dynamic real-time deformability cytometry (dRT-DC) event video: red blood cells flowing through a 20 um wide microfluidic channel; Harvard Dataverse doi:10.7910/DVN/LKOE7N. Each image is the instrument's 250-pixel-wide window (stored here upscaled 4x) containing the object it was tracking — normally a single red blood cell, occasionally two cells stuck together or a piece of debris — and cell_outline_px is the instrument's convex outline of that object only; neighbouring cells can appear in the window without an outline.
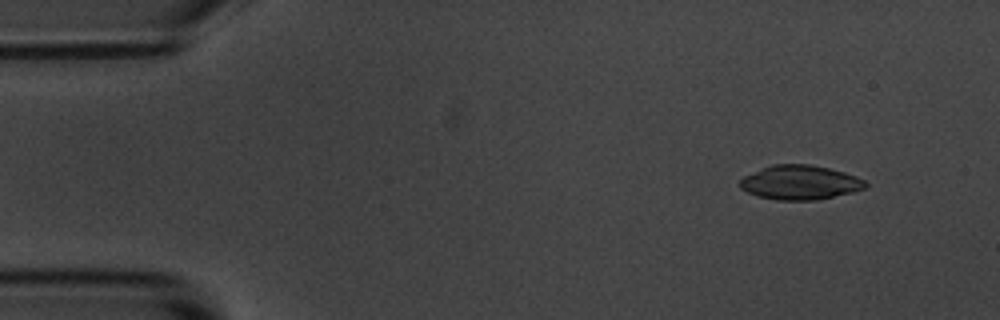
{"species": "common noctule bat (a hibernating species)", "species_latin": "Nyctalus noctula", "temperature_condition": "room temperature", "stored_images_in_passage": 6, "camera_frame_rate_fps": 3000, "um_per_image_px": 0.085, "animal": {"sex": "male", "body_mass_g": 20.1, "forearm_length_mm": 53.5}, "frame": {"image": 1, "passage_image": 2, "time_ms": 1.0, "image_size_px": [1000, 320], "cell_outline_px": [[868, 184], [864, 188], [852, 192], [816, 200], [776, 200], [756, 196], [740, 188], [740, 180], [744, 176], [772, 164], [808, 164], [828, 168], [844, 172], [856, 176], [864, 180]], "centroid_in_image_um": [67.99, 15.51], "position_along_channel_um": 17.0, "area_um2": 24.97}}